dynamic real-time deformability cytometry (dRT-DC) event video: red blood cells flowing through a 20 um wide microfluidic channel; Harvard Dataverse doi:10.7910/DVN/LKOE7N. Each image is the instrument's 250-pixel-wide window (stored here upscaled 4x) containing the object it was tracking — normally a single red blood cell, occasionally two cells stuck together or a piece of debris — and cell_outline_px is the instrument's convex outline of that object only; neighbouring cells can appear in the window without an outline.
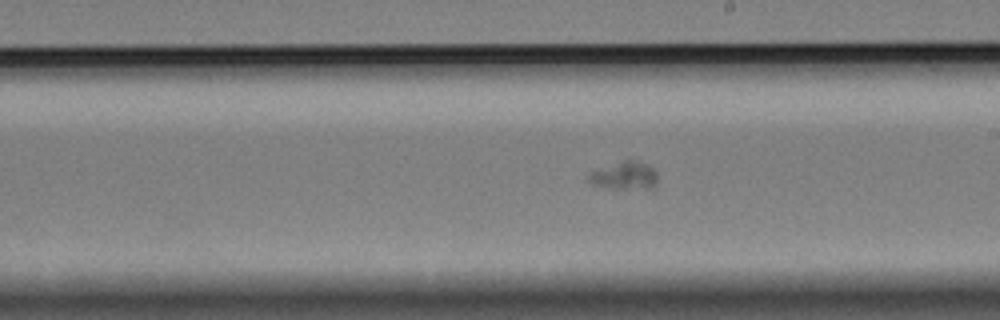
{"species": "Egyptian fruit bat (a non-hibernating species)", "species_latin": "Rousettus aegyptiacus", "temperature_condition": "cold", "stored_images_in_passage": 64, "camera_frame_rate_fps": 3000, "um_per_image_px": 0.085, "animal": {"sex": "female"}, "frame": {"image": 1, "passage_image": 38, "time_ms": 12.333, "image_size_px": [1000, 320], "cell_outline_px": [[656, 184], [652, 188], [608, 188], [592, 184], [588, 180], [588, 176], [592, 172], [624, 160], [636, 160], [648, 164], [656, 172]], "centroid_in_image_um": [53.11, 14.93], "position_along_channel_um": 235.9, "area_um2": 10.87}}
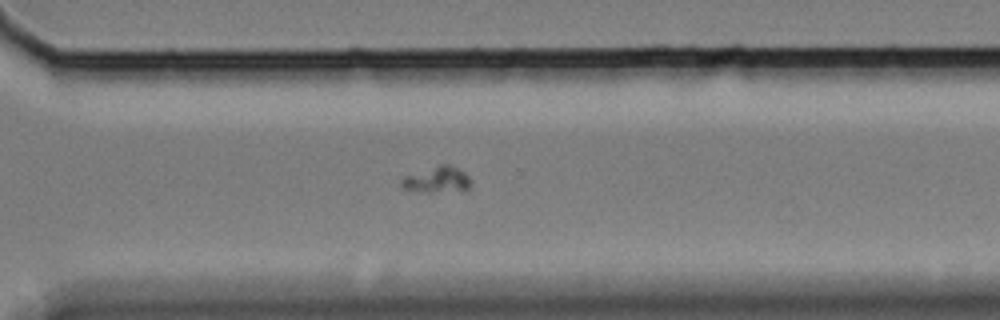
{"frame": {"image": 2, "passage_image": 47, "time_ms": 15.333, "image_size_px": [1000, 320], "cell_outline_px": [[472, 184], [464, 192], [428, 192], [404, 188], [400, 184], [400, 180], [404, 176], [436, 164], [448, 164], [464, 172], [472, 180]], "centroid_in_image_um": [37.19, 15.27], "position_along_channel_um": 333.4, "area_um2": 10.87}}